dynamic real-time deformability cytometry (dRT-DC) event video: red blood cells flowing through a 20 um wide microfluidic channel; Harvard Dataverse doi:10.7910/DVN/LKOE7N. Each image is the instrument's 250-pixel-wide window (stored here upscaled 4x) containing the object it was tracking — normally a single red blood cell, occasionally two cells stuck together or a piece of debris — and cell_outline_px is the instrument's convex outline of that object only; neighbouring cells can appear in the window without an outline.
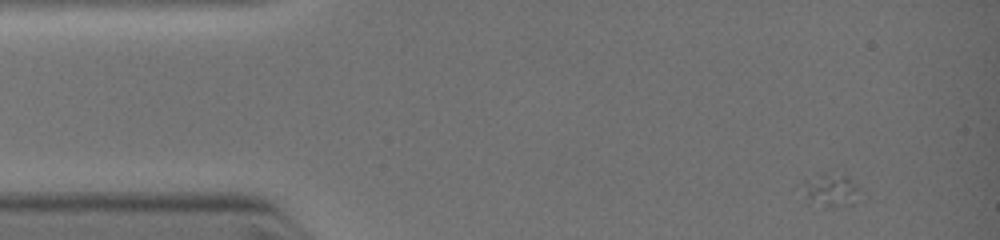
{"species": "common noctule bat (a hibernating species)", "species_latin": "Nyctalus noctula", "temperature_condition": "warm", "stored_images_in_passage": 8, "camera_frame_rate_fps": 3000, "um_per_image_px": 0.085, "animal": {"sex": "female", "body_mass_g": 19.0, "forearm_length_mm": 51.5}, "frame": {"image": 1, "passage_image": 1, "time_ms": 0.0, "image_size_px": [1000, 240], "cell_outline_px": [[864, 192], [852, 204], [828, 204], [804, 196], [796, 188], [804, 180], [824, 172], [828, 172], [848, 176]], "centroid_in_image_um": [70.62, 16.05], "position_along_channel_um": 14.4, "area_um2": 10.87}}